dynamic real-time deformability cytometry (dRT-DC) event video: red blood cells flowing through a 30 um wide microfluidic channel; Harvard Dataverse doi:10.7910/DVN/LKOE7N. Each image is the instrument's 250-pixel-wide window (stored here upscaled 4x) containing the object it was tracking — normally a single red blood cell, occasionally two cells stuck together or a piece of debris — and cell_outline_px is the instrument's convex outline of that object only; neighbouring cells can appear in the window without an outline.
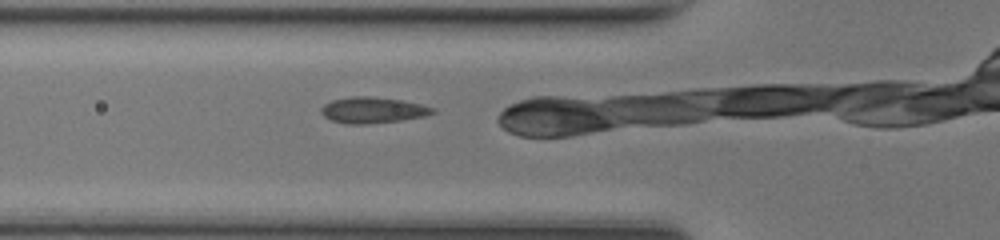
{"species": "common noctule bat (a hibernating species)", "species_latin": "Nyctalus noctula", "temperature_condition": "room temperature", "stored_images_in_passage": 5, "camera_frame_rate_fps": 3000, "um_per_image_px": 0.085, "animal": {"sex": "female", "body_mass_g": 17.0, "forearm_length_mm": 48.0}, "frame": {"image": 1, "passage_image": 2, "time_ms": 0.333, "image_size_px": [1000, 240], "cell_outline_px": [[436, 112], [424, 116], [400, 120], [364, 124], [348, 124], [332, 120], [324, 116], [320, 112], [320, 108], [324, 104], [332, 100], [352, 96], [372, 96], [400, 100], [420, 104], [436, 108]], "centroid_in_image_um": [31.67, 9.35], "position_along_channel_um": 94.1, "area_um2": 16.82}}